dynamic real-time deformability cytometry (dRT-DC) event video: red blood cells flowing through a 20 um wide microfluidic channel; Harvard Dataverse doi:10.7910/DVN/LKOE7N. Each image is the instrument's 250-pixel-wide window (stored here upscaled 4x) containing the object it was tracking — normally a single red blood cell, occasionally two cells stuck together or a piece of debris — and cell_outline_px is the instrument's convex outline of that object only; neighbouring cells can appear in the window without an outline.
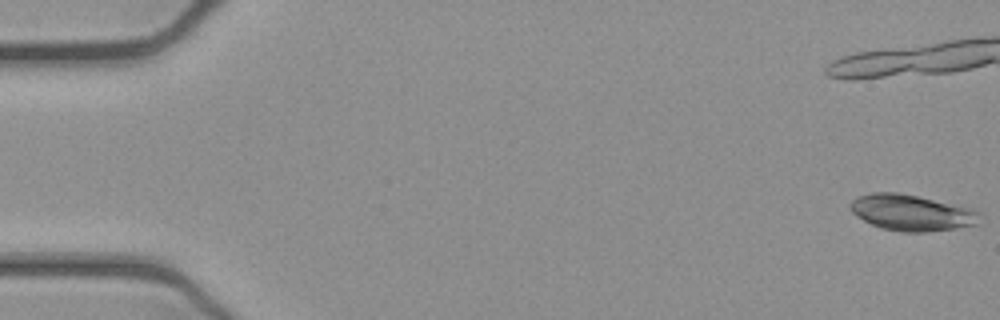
{"species": "common noctule bat (a hibernating species)", "species_latin": "Nyctalus noctula", "temperature_condition": "cold", "stored_images_in_passage": 20, "camera_frame_rate_fps": 3000, "um_per_image_px": 0.085, "animal": {"sex": "female", "body_mass_g": 21.9}, "frame": {"image": 1, "passage_image": 1, "time_ms": 0.0, "image_size_px": [1000, 320], "cell_outline_px": [[984, 212], [976, 224], [952, 228], [924, 232], [900, 232], [880, 228], [856, 216], [852, 212], [848, 204], [852, 200], [860, 196], [872, 192], [896, 192], [916, 196], [972, 208]], "centroid_in_image_um": [77.48, 18.07], "position_along_channel_um": 7.5, "area_um2": 27.11}}